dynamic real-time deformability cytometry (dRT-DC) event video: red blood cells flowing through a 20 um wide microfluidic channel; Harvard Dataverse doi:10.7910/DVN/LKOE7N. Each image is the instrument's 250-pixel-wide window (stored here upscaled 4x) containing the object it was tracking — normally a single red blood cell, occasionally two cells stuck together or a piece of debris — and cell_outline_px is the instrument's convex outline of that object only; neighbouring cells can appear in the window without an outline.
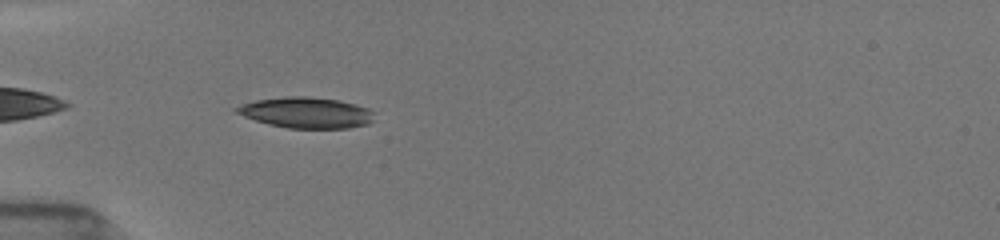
{"species": "common noctule bat (a hibernating species)", "species_latin": "Nyctalus noctula", "temperature_condition": "room temperature", "stored_images_in_passage": 34, "camera_frame_rate_fps": 3000, "um_per_image_px": 0.085, "animal": {"sex": "female", "body_mass_g": 19.5, "forearm_length_mm": 54.1}, "frame": {"image": 1, "passage_image": 3, "time_ms": 0.667, "image_size_px": [1000, 240], "cell_outline_px": [[372, 120], [368, 124], [348, 128], [288, 128], [268, 124], [244, 116], [236, 112], [232, 108], [256, 100], [288, 96], [304, 96], [340, 100], [356, 104], [368, 108], [372, 112]], "centroid_in_image_um": [26.03, 9.57], "position_along_channel_um": 59.0, "area_um2": 24.57}}
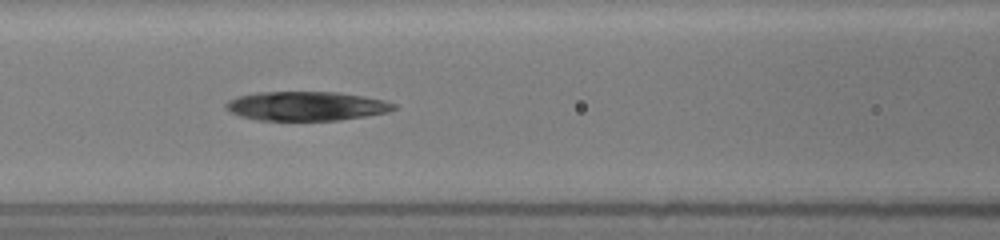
{"frame": {"image": 2, "passage_image": 10, "time_ms": 3.0, "image_size_px": [1000, 240], "cell_outline_px": [[396, 108], [388, 112], [340, 120], [256, 120], [240, 116], [228, 112], [224, 108], [224, 104], [228, 100], [236, 96], [256, 92], [340, 92], [364, 96], [384, 100], [396, 104]], "centroid_in_image_um": [25.98, 9.01], "position_along_channel_um": 140.6, "area_um2": 28.78}}
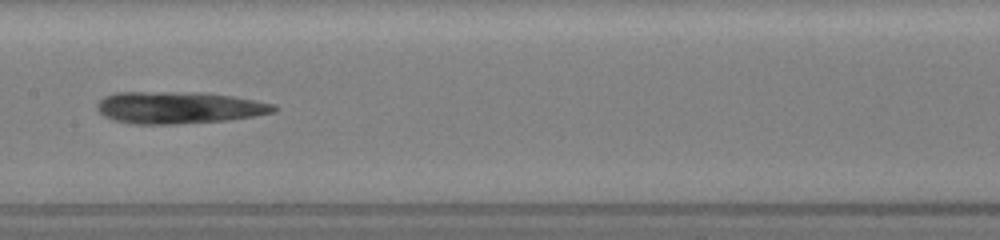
{"frame": {"image": 3, "passage_image": 14, "time_ms": 4.333, "image_size_px": [1000, 240], "cell_outline_px": [[276, 108], [272, 112], [252, 116], [228, 120], [176, 124], [132, 124], [112, 120], [104, 116], [96, 108], [96, 104], [104, 96], [116, 92], [204, 92], [232, 96], [276, 104]], "centroid_in_image_um": [15.14, 9.14], "position_along_channel_um": 192.3, "area_um2": 33.06}}